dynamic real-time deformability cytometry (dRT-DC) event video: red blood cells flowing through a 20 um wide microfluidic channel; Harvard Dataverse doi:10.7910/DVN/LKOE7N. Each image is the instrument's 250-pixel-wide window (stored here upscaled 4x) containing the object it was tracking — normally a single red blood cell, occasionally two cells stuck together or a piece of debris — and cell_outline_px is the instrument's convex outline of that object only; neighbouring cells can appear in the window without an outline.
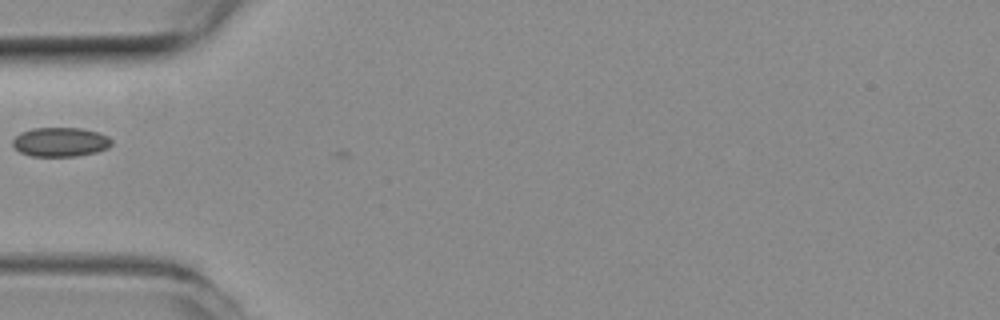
{"species": "common noctule bat (a hibernating species)", "species_latin": "Nyctalus noctula", "temperature_condition": "room temperature", "stored_images_in_passage": 5, "camera_frame_rate_fps": 3000, "um_per_image_px": 0.085, "animal": {"sex": "female", "body_mass_g": 19.3, "forearm_length_mm": 54.1}, "frame": {"image": 1, "passage_image": 3, "time_ms": 0.667, "image_size_px": [1000, 320], "cell_outline_px": [[112, 144], [108, 148], [96, 152], [76, 156], [32, 156], [20, 152], [12, 144], [12, 140], [20, 132], [32, 128], [80, 128], [96, 132], [108, 136], [112, 140]], "centroid_in_image_um": [5.13, 12.07], "position_along_channel_um": 79.9, "area_um2": 16.82}}